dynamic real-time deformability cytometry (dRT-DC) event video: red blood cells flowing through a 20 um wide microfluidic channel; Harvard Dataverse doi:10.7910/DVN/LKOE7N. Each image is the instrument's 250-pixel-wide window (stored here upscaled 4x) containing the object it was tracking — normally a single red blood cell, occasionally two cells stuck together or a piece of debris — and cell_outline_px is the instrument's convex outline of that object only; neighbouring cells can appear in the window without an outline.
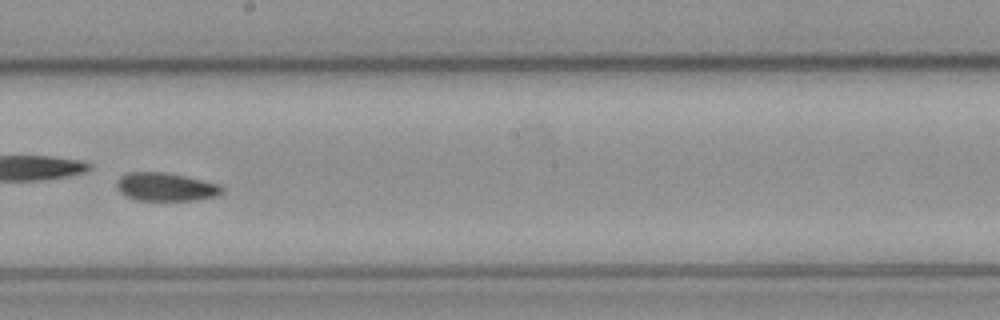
{"species": "common noctule bat (a hibernating species)", "species_latin": "Nyctalus noctula", "temperature_condition": "cold", "stored_images_in_passage": 52, "camera_frame_rate_fps": 3000, "um_per_image_px": 0.085, "animal": {"sex": "female", "body_mass_g": 21.9}, "frame": {"image": 1, "passage_image": 30, "time_ms": 9.667, "image_size_px": [1000, 320], "cell_outline_px": [[224, 192], [216, 196], [196, 200], [136, 200], [124, 196], [116, 188], [116, 180], [120, 176], [128, 172], [164, 172], [184, 176], [220, 184], [224, 188]], "centroid_in_image_um": [14.06, 15.89], "position_along_channel_um": 234.1, "area_um2": 17.51}, "authors_computed_cell_mechanics": {"area_um2": 17.8891, "velocity_mm_per_s": 3.8613, "shape_relaxation_time_tau1_ms": 1.5497, "shape_relaxation_time_tau2_ms": 1.6505, "deformation_change_tau1": 0.2024, "deformation_change_tau2": 0.0744}}